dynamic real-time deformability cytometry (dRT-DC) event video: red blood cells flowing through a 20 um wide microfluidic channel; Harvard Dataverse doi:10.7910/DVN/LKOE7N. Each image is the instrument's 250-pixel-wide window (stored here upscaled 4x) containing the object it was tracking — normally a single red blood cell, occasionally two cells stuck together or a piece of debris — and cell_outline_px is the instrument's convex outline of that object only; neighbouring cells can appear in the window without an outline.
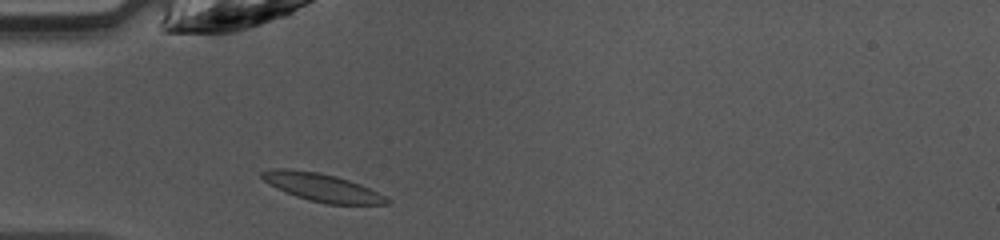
{"species": "common noctule bat (a hibernating species)", "species_latin": "Nyctalus noctula", "temperature_condition": "warm", "stored_images_in_passage": 30, "camera_frame_rate_fps": 3000, "um_per_image_px": 0.085, "animal": {"sex": "female", "body_mass_g": 10.0, "forearm_length_mm": 53.1}, "frame": {"image": 1, "passage_image": 1, "time_ms": 0.0, "image_size_px": [1000, 240], "cell_outline_px": [[392, 200], [388, 204], [324, 204], [308, 200], [296, 196], [276, 188], [268, 184], [260, 176], [260, 172], [272, 168], [288, 168], [316, 172], [336, 176], [360, 184]], "centroid_in_image_um": [27.32, 15.92], "position_along_channel_um": 57.7, "area_um2": 20.29}}
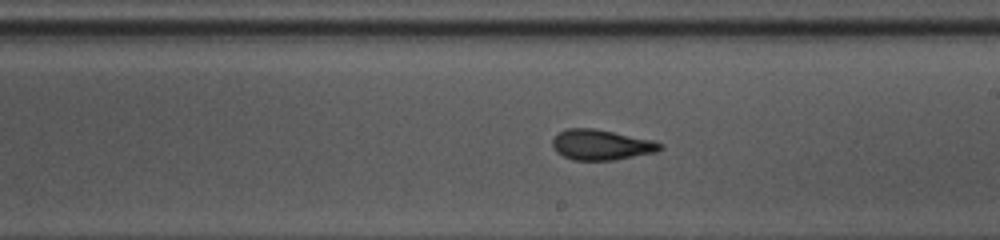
{"frame": {"image": 2, "passage_image": 14, "time_ms": 4.333, "image_size_px": [1000, 240], "cell_outline_px": [[664, 148], [656, 152], [616, 160], [572, 160], [556, 152], [552, 148], [552, 140], [556, 132], [564, 128], [592, 128], [652, 140], [664, 144]], "centroid_in_image_um": [51.07, 12.31], "position_along_channel_um": 237.9, "area_um2": 19.25}}
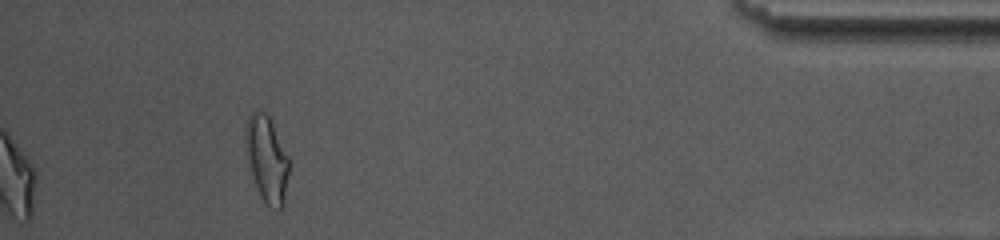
{"frame": {"image": 3, "passage_image": 30, "time_ms": 9.667, "image_size_px": [1000, 240], "cell_outline_px": [[288, 172], [284, 204], [280, 208], [268, 204], [260, 196], [256, 188], [244, 140], [244, 128], [248, 116], [252, 112], [264, 112], [268, 116], [288, 156]], "centroid_in_image_um": [22.66, 13.49], "position_along_channel_um": 412.5, "area_um2": 21.1}, "authors_computed_cell_mechanics": {"area_um2": 19.2763, "velocity_mm_per_s": 4.2554, "shape_relaxation_time_tau1_ms": 4.4552, "shape_relaxation_time_tau2_ms": 1.7864, "deformation_change_tau1": 0.176, "deformation_change_tau2": 0.0816}}